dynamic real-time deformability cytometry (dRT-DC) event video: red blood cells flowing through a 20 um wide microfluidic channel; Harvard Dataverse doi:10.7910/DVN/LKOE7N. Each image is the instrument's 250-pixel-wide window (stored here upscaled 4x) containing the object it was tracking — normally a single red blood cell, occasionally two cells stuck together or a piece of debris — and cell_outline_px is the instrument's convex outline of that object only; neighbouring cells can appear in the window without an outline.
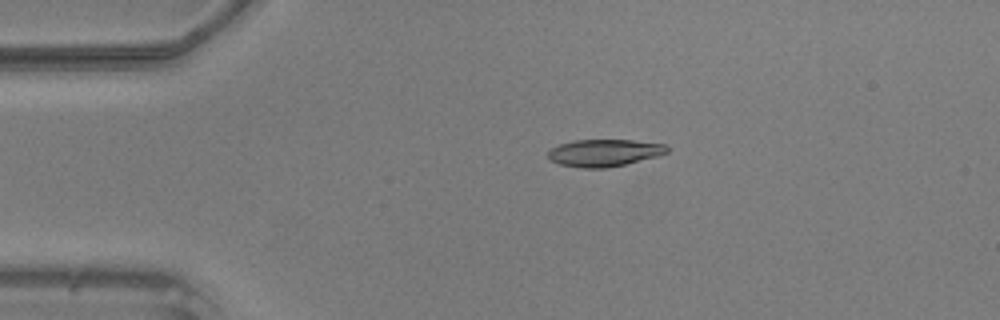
{"species": "common noctule bat (a hibernating species)", "species_latin": "Nyctalus noctula", "temperature_condition": "warm", "stored_images_in_passage": 38, "camera_frame_rate_fps": 3000, "um_per_image_px": 0.085, "animal": {"sex": "male", "body_mass_g": 20.5, "forearm_length_mm": 52.5}, "frame": {"image": 1, "passage_image": 4, "time_ms": 1.0, "image_size_px": [1000, 320], "cell_outline_px": [[668, 152], [660, 156], [624, 164], [604, 168], [580, 168], [560, 164], [548, 160], [548, 152], [552, 148], [560, 144], [572, 140], [632, 140], [664, 144], [668, 148]], "centroid_in_image_um": [51.35, 12.99], "position_along_channel_um": 33.7, "area_um2": 18.84}}
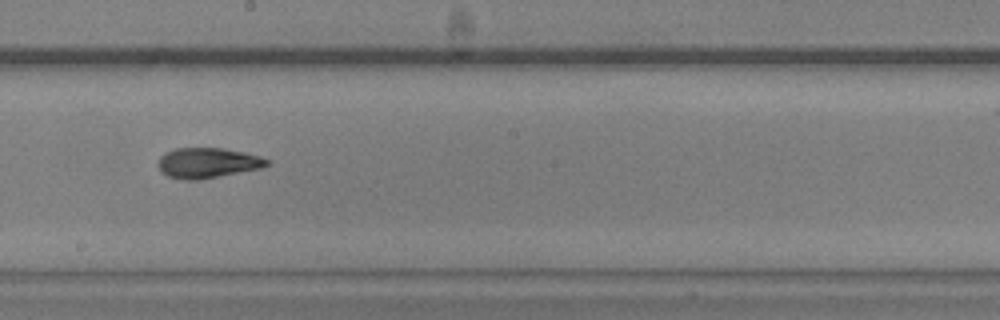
{"frame": {"image": 2, "passage_image": 21, "time_ms": 6.667, "image_size_px": [1000, 320], "cell_outline_px": [[272, 160], [268, 164], [260, 168], [196, 180], [184, 180], [168, 176], [156, 164], [160, 156], [164, 152], [176, 148], [224, 148], [244, 152], [260, 156]], "centroid_in_image_um": [17.63, 13.83], "position_along_channel_um": 230.6, "area_um2": 19.07}}
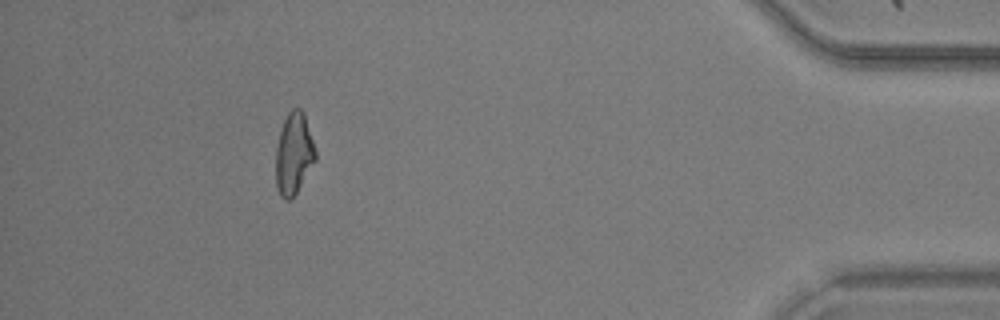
{"frame": {"image": 3, "passage_image": 38, "time_ms": 12.333, "image_size_px": [1000, 320], "cell_outline_px": [[316, 160], [296, 192], [288, 200], [284, 200], [280, 196], [276, 184], [276, 148], [280, 132], [284, 120], [288, 112], [292, 108], [300, 108], [304, 112], [316, 152]], "centroid_in_image_um": [24.97, 13.05], "position_along_channel_um": 410.2, "area_um2": 18.67}}